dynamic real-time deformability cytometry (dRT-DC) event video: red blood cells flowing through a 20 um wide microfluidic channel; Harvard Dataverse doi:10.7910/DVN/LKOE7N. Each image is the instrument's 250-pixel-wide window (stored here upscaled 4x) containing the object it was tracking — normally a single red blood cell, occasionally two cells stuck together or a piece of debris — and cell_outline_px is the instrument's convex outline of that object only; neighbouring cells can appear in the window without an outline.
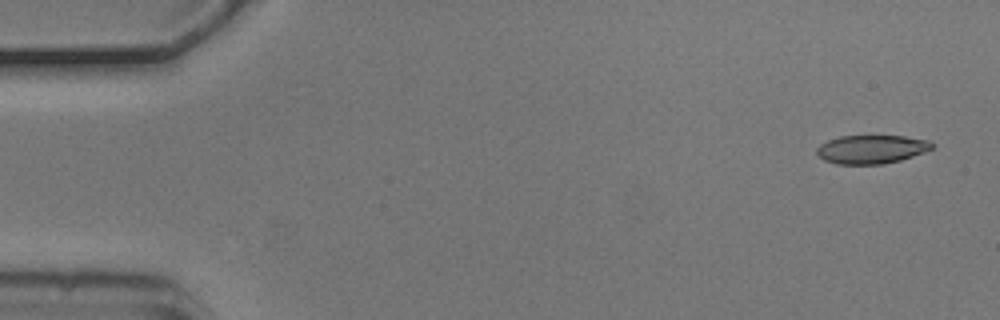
{"species": "common noctule bat (a hibernating species)", "species_latin": "Nyctalus noctula", "temperature_condition": "cold", "stored_images_in_passage": 4, "camera_frame_rate_fps": 3000, "um_per_image_px": 0.085, "animal": {"sex": "male", "body_mass_g": 20.5, "forearm_length_mm": 52.5}, "frame": {"image": 1, "passage_image": 1, "time_ms": 0.0, "image_size_px": [1000, 320], "cell_outline_px": [[936, 144], [932, 148], [924, 152], [900, 160], [884, 164], [836, 164], [824, 160], [816, 152], [816, 148], [820, 144], [828, 140], [840, 136], [904, 136], [928, 140]], "centroid_in_image_um": [74.07, 12.69], "position_along_channel_um": 10.9, "area_um2": 19.19}}
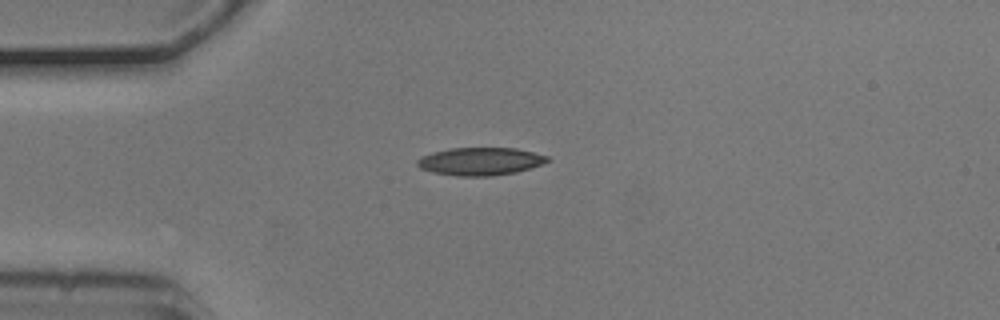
{"frame": {"image": 2, "passage_image": 4, "time_ms": 1.0, "image_size_px": [1000, 320], "cell_outline_px": [[552, 160], [516, 172], [492, 176], [456, 176], [432, 172], [420, 168], [416, 164], [416, 160], [420, 156], [432, 152], [452, 148], [516, 148], [548, 156]], "centroid_in_image_um": [40.78, 13.71], "position_along_channel_um": 44.2, "area_um2": 21.1}}